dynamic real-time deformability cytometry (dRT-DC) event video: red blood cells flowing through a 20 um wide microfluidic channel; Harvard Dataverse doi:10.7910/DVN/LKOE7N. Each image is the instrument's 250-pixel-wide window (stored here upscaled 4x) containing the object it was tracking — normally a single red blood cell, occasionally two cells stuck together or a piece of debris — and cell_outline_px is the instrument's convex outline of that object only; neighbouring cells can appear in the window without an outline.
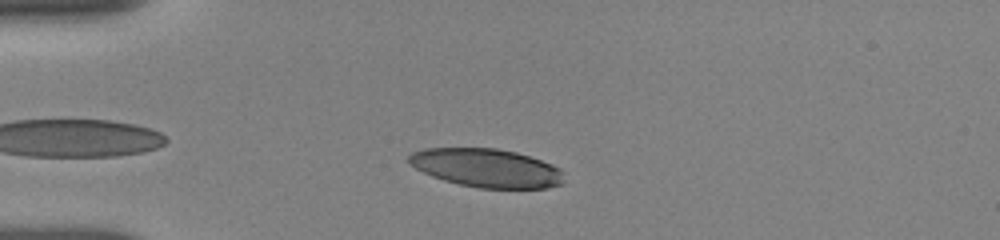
{"species": "human", "species_latin": "Homo sapiens", "temperature_condition": "room temperature", "stored_images_in_passage": 31, "camera_frame_rate_fps": 3000, "um_per_image_px": 0.085, "donor": {"sex": "female"}, "frame": {"image": 1, "passage_image": 4, "time_ms": 1.0, "image_size_px": [1000, 240], "cell_outline_px": [[564, 184], [548, 188], [480, 188], [460, 184], [444, 180], [432, 176], [408, 164], [408, 156], [412, 152], [424, 148], [496, 148], [516, 152], [552, 164], [560, 168], [564, 172]], "centroid_in_image_um": [41.38, 14.28], "position_along_channel_um": 43.6, "area_um2": 34.97}}
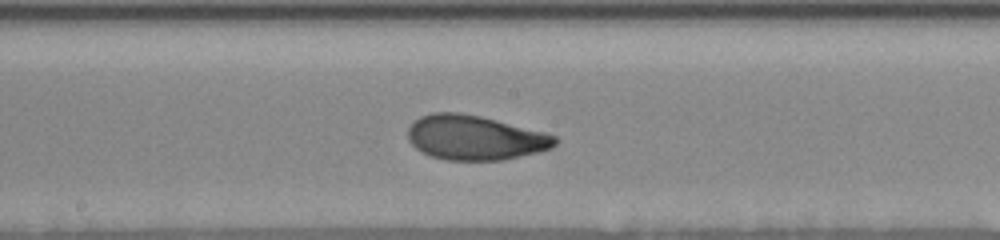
{"frame": {"image": 2, "passage_image": 17, "time_ms": 6.0, "image_size_px": [1000, 240], "cell_outline_px": [[560, 140], [552, 148], [536, 152], [500, 160], [444, 160], [428, 156], [420, 152], [408, 140], [408, 128], [420, 116], [432, 112], [460, 112], [480, 116], [544, 132], [556, 136]], "centroid_in_image_um": [40.34, 11.7], "position_along_channel_um": 207.9, "area_um2": 38.26}}
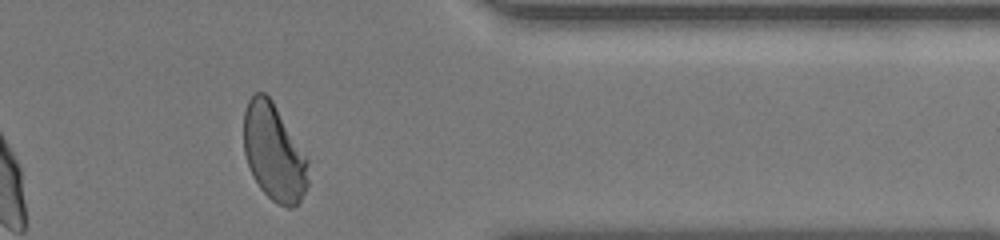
{"frame": {"image": 3, "passage_image": 29, "time_ms": 11.0, "image_size_px": [1000, 240], "cell_outline_px": [[308, 184], [300, 200], [292, 208], [288, 208], [272, 200], [260, 188], [252, 176], [244, 152], [244, 112], [248, 100], [256, 92], [264, 92], [272, 100], [308, 160]], "centroid_in_image_um": [23.27, 12.96], "position_along_channel_um": 388.1, "area_um2": 36.01}, "authors_computed_cell_mechanics": {"area_um2": 37.9746, "velocity_mm_per_s": 3.8337, "shape_relaxation_time_tau1_ms": 3.9258, "shape_relaxation_time_tau2_ms": 1.0151, "deformation_change_tau1": 0.1799, "deformation_change_tau2": 0.0662}}